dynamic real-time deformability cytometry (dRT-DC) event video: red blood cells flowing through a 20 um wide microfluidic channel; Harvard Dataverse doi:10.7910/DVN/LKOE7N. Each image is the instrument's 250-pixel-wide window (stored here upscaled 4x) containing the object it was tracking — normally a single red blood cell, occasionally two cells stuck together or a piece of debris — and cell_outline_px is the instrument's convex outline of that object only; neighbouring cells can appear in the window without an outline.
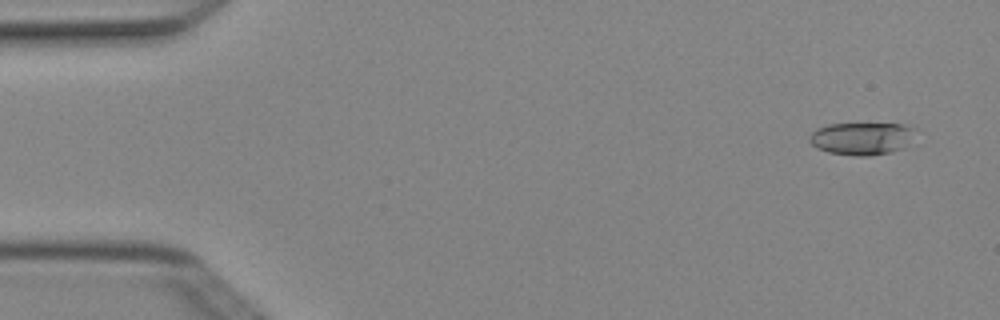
{"species": "Egyptian fruit bat (a non-hibernating species)", "species_latin": "Rousettus aegyptiacus", "temperature_condition": "cold", "stored_images_in_passage": 4, "camera_frame_rate_fps": 3000, "um_per_image_px": 0.085, "animal": {"sex": "female"}, "frame": {"image": 1, "passage_image": 1, "time_ms": 0.0, "image_size_px": [1000, 320], "cell_outline_px": [[916, 128], [904, 148], [892, 152], [868, 156], [856, 156], [828, 152], [816, 148], [808, 140], [808, 136], [816, 128], [828, 124], [904, 124]], "centroid_in_image_um": [73.21, 11.77], "position_along_channel_um": 11.8, "area_um2": 20.11}}
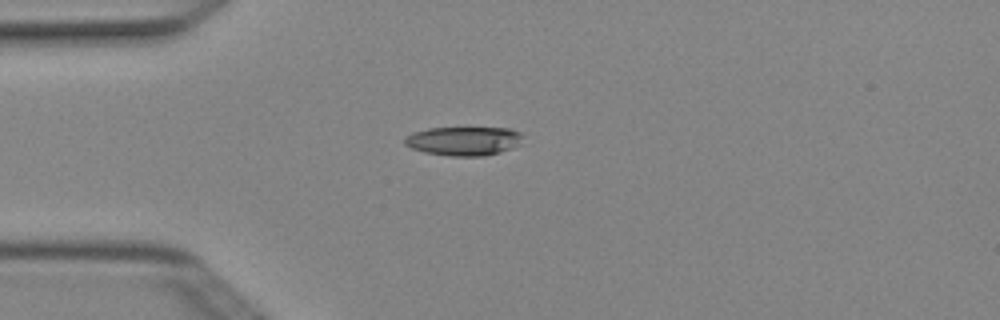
{"frame": {"image": 2, "passage_image": 4, "time_ms": 1.0, "image_size_px": [1000, 320], "cell_outline_px": [[524, 136], [520, 144], [512, 148], [500, 152], [484, 156], [448, 156], [424, 152], [412, 148], [404, 144], [404, 140], [412, 132], [428, 128], [508, 128], [520, 132]], "centroid_in_image_um": [39.44, 11.98], "position_along_channel_um": 45.6, "area_um2": 20.0}}